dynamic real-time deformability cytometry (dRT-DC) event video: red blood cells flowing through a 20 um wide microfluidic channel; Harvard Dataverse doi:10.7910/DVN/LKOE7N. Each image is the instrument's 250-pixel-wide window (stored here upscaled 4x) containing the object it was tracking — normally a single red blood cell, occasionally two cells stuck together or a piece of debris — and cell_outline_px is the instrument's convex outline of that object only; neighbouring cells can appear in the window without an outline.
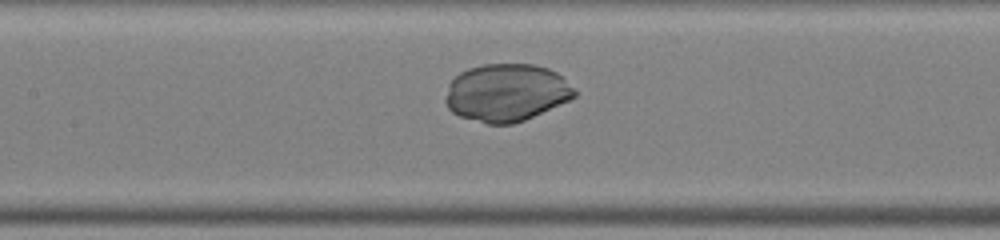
{"species": "common noctule bat (a hibernating species)", "species_latin": "Nyctalus noctula", "temperature_condition": "warm", "stored_images_in_passage": 32, "camera_frame_rate_fps": 3000, "um_per_image_px": 0.085, "animal": {"sex": "male", "body_mass_g": 19.0, "forearm_length_mm": 50.8}, "frame": {"image": 1, "passage_image": 15, "time_ms": 4.667, "image_size_px": [1000, 240], "cell_outline_px": [[576, 96], [568, 100], [524, 120], [512, 124], [488, 124], [460, 116], [452, 112], [448, 108], [444, 100], [448, 84], [460, 72], [468, 68], [484, 64], [532, 64], [548, 68], [564, 76], [576, 92]], "centroid_in_image_um": [43.03, 7.86], "position_along_channel_um": 164.4, "area_um2": 43.23}}